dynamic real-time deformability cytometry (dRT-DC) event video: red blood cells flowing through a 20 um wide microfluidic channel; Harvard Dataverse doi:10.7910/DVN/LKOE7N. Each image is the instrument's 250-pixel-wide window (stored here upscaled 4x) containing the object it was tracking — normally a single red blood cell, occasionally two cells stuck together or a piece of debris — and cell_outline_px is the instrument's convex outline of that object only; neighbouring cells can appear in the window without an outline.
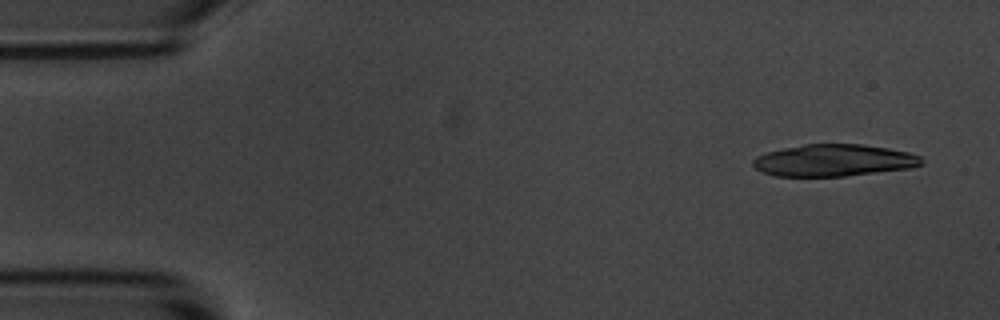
{"species": "common noctule bat (a hibernating species)", "species_latin": "Nyctalus noctula", "temperature_condition": "room temperature", "stored_images_in_passage": 6, "camera_frame_rate_fps": 3000, "um_per_image_px": 0.085, "animal": {"sex": "male", "body_mass_g": 20.1, "forearm_length_mm": 53.5}, "frame": {"image": 1, "passage_image": 1, "time_ms": 0.0, "image_size_px": [1000, 320], "cell_outline_px": [[924, 164], [912, 168], [844, 176], [776, 176], [764, 172], [756, 168], [752, 164], [752, 160], [756, 156], [764, 152], [804, 144], [864, 144], [888, 148], [908, 152], [920, 156], [924, 160]], "centroid_in_image_um": [70.89, 13.62], "position_along_channel_um": 14.1, "area_um2": 31.5}}
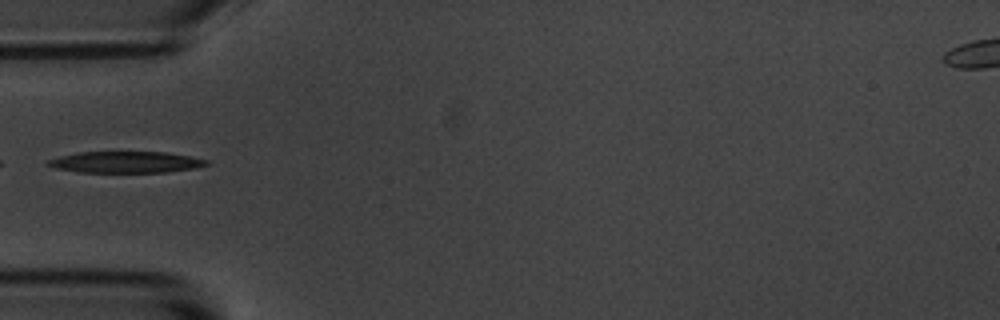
{"frame": {"image": 2, "passage_image": 5, "time_ms": 4.667, "image_size_px": [1000, 320], "cell_outline_px": [[208, 164], [196, 168], [168, 172], [80, 172], [56, 168], [44, 164], [48, 160], [60, 156], [80, 152], [168, 152], [208, 160]], "centroid_in_image_um": [10.69, 13.78], "position_along_channel_um": 74.3, "area_um2": 19.65}}